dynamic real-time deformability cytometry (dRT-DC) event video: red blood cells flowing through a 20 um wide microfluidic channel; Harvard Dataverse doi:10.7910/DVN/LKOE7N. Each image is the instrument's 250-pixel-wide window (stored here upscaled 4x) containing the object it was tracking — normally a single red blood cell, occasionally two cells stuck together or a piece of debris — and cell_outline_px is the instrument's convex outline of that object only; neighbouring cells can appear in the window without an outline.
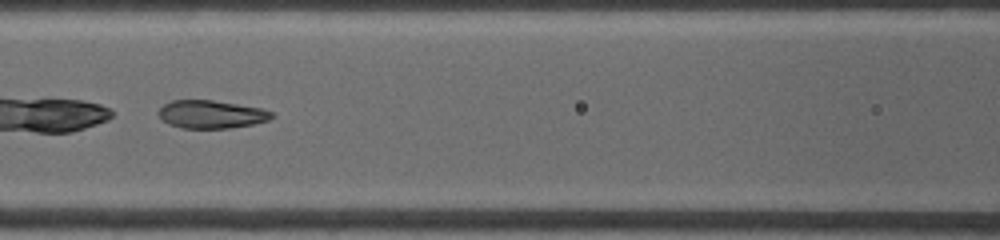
{"species": "common noctule bat (a hibernating species)", "species_latin": "Nyctalus noctula", "temperature_condition": "warm", "stored_images_in_passage": 39, "camera_frame_rate_fps": 4500, "um_per_image_px": 0.085, "animal": {"sex": "female", "body_mass_g": 19.0, "forearm_length_mm": 53.3}, "frame": {"image": 1, "passage_image": 12, "time_ms": 2.667, "image_size_px": [1000, 240], "cell_outline_px": [[276, 116], [268, 120], [252, 124], [228, 128], [180, 128], [168, 124], [156, 112], [164, 104], [172, 100], [212, 100], [260, 108], [272, 112]], "centroid_in_image_um": [17.93, 9.72], "position_along_channel_um": 148.7, "area_um2": 18.38}}
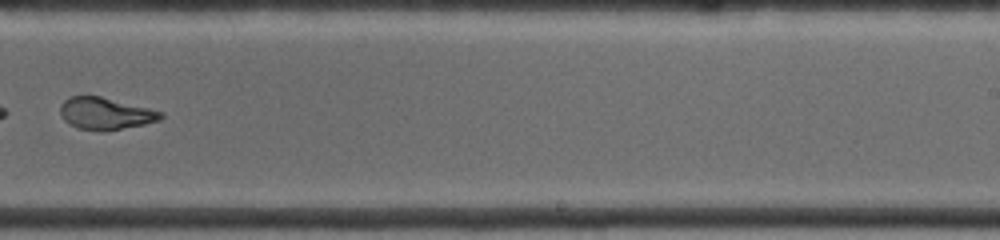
{"frame": {"image": 2, "passage_image": 23, "time_ms": 6.0, "image_size_px": [1000, 240], "cell_outline_px": [[164, 116], [160, 120], [144, 124], [120, 128], [80, 128], [68, 124], [60, 116], [60, 104], [64, 100], [72, 96], [100, 96], [164, 112]], "centroid_in_image_um": [8.95, 9.61], "position_along_channel_um": 280.0, "area_um2": 18.09}, "authors_computed_cell_mechanics": {"area_um2": 19.8832, "velocity_mm_per_s": 3.9673, "shape_relaxation_time_tau1_ms": null, "shape_relaxation_time_tau2_ms": 1.3854, "deformation_change_tau1": null, "deformation_change_tau2": 0.0822}}